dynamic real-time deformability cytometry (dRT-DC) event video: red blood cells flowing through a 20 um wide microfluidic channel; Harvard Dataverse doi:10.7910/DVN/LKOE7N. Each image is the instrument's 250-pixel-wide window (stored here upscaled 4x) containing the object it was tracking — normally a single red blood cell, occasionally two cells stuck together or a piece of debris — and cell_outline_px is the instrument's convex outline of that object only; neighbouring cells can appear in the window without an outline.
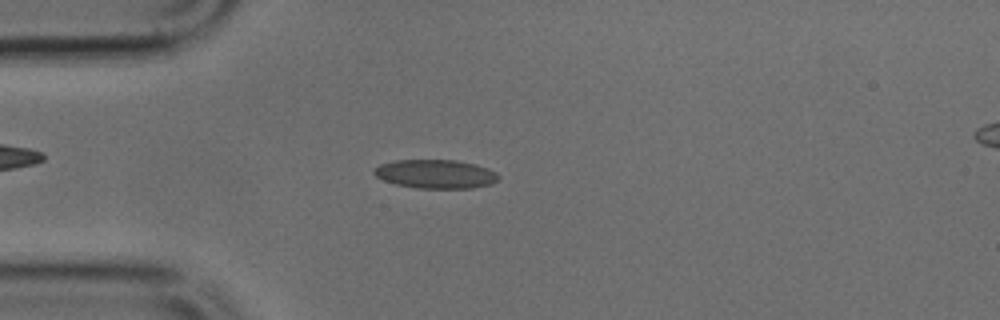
{"species": "common noctule bat (a hibernating species)", "species_latin": "Nyctalus noctula", "temperature_condition": "cold", "stored_images_in_passage": 48, "camera_frame_rate_fps": 3000, "um_per_image_px": 0.085, "animal": {"sex": "male", "body_mass_g": 17.9, "forearm_length_mm": 54.2}, "frame": {"image": 1, "passage_image": 12, "time_ms": 3.667, "image_size_px": [1000, 320], "cell_outline_px": [[500, 180], [492, 184], [472, 188], [416, 188], [396, 184], [384, 180], [376, 176], [372, 172], [372, 168], [380, 164], [396, 160], [456, 160], [476, 164], [488, 168], [496, 172], [500, 176]], "centroid_in_image_um": [37.05, 14.79], "position_along_channel_um": 48.0, "area_um2": 21.1}}
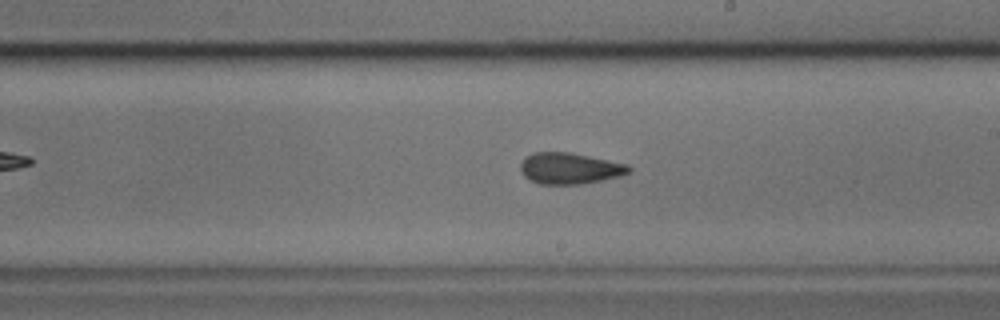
{"frame": {"image": 2, "passage_image": 27, "time_ms": 8.667, "image_size_px": [1000, 320], "cell_outline_px": [[632, 168], [628, 172], [620, 176], [580, 184], [540, 184], [528, 180], [520, 172], [520, 164], [524, 156], [532, 152], [572, 152], [628, 164]], "centroid_in_image_um": [48.37, 14.3], "position_along_channel_um": 240.6, "area_um2": 19.94}}
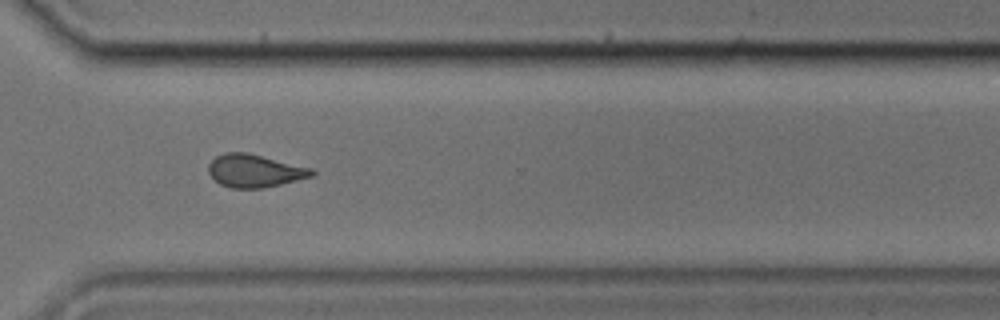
{"frame": {"image": 3, "passage_image": 35, "time_ms": 11.333, "image_size_px": [1000, 320], "cell_outline_px": [[316, 172], [312, 176], [280, 184], [260, 188], [232, 188], [220, 184], [208, 172], [208, 164], [216, 156], [224, 152], [248, 152], [312, 168]], "centroid_in_image_um": [21.63, 14.5], "position_along_channel_um": 349.0, "area_um2": 19.71}}